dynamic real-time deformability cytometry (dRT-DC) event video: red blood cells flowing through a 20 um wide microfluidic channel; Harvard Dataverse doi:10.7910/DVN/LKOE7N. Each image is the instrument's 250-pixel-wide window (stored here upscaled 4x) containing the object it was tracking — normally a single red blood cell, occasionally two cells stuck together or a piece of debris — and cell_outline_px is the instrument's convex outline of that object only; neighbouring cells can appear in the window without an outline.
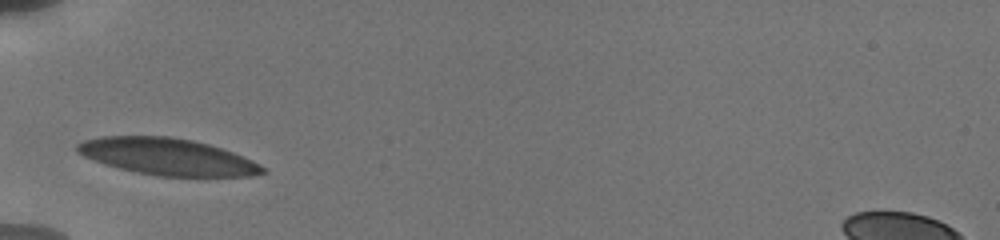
{"species": "human", "species_latin": "Homo sapiens", "temperature_condition": "cold", "stored_images_in_passage": 20, "camera_frame_rate_fps": 3000, "um_per_image_px": 0.085, "donor": {"sex": "male"}, "frame": {"image": 1, "passage_image": 1, "time_ms": 0.0, "image_size_px": [1000, 240], "cell_outline_px": [[268, 172], [252, 176], [156, 176], [136, 172], [104, 164], [84, 156], [76, 152], [76, 144], [84, 140], [100, 136], [172, 136], [192, 140], [208, 144], [244, 156], [260, 164]], "centroid_in_image_um": [14.23, 13.31], "position_along_channel_um": 70.8, "area_um2": 39.71}}
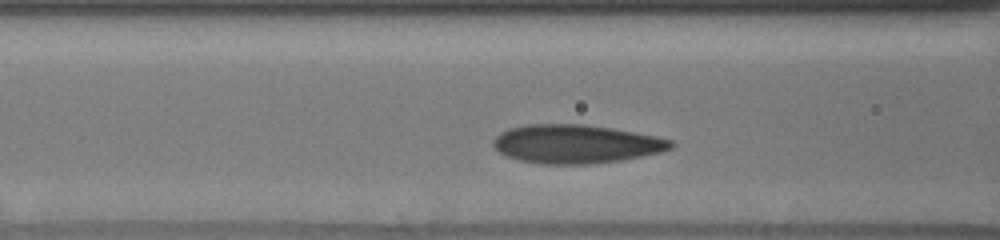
{"frame": {"image": 2, "passage_image": 10, "time_ms": 1.333, "image_size_px": [1000, 240], "cell_outline_px": [[676, 144], [672, 148], [660, 152], [620, 160], [588, 164], [540, 164], [520, 160], [504, 156], [492, 144], [492, 140], [500, 132], [508, 128], [528, 124], [584, 124], [612, 128], [656, 136], [672, 140]], "centroid_in_image_um": [48.93, 12.23], "position_along_channel_um": 117.7, "area_um2": 40.06}}
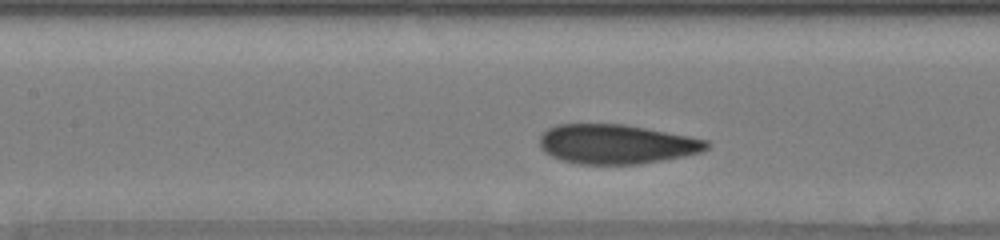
{"frame": {"image": 3, "passage_image": 17, "time_ms": 2.333, "image_size_px": [1000, 240], "cell_outline_px": [[712, 144], [704, 152], [684, 156], [640, 164], [580, 164], [560, 160], [544, 152], [540, 148], [540, 136], [548, 128], [556, 124], [624, 124], [688, 136], [708, 140]], "centroid_in_image_um": [52.4, 12.25], "position_along_channel_um": 155.0, "area_um2": 38.55}}